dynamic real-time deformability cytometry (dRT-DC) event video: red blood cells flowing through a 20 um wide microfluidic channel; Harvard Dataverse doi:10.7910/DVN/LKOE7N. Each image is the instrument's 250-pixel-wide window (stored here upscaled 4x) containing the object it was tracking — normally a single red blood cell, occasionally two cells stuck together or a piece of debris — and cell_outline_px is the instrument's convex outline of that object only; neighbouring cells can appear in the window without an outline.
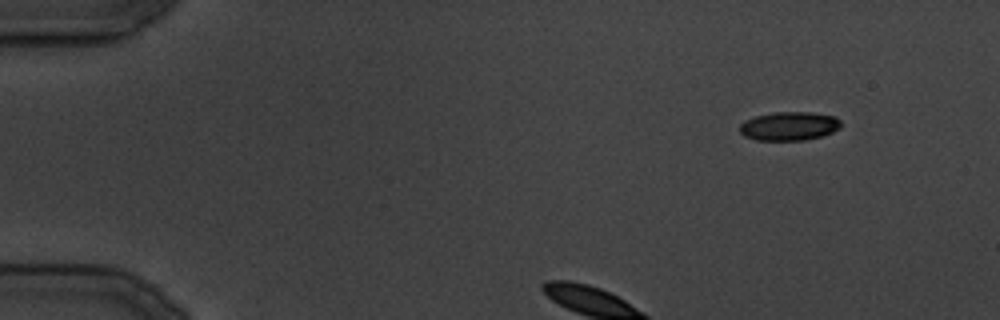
{"species": "common noctule bat (a hibernating species)", "species_latin": "Nyctalus noctula", "temperature_condition": "cold", "stored_images_in_passage": 6, "camera_frame_rate_fps": 3000, "um_per_image_px": 0.085, "animal": {"sex": "male", "body_mass_g": 19.5, "forearm_length_mm": 54.6}, "frame": {"image": 1, "passage_image": 1, "time_ms": 0.0, "image_size_px": [1000, 320], "cell_outline_px": [[840, 128], [824, 136], [804, 140], [756, 140], [744, 136], [740, 132], [740, 124], [744, 120], [756, 116], [772, 112], [812, 112], [836, 116], [840, 120]], "centroid_in_image_um": [67.09, 10.71], "position_along_channel_um": 17.9, "area_um2": 17.11}}